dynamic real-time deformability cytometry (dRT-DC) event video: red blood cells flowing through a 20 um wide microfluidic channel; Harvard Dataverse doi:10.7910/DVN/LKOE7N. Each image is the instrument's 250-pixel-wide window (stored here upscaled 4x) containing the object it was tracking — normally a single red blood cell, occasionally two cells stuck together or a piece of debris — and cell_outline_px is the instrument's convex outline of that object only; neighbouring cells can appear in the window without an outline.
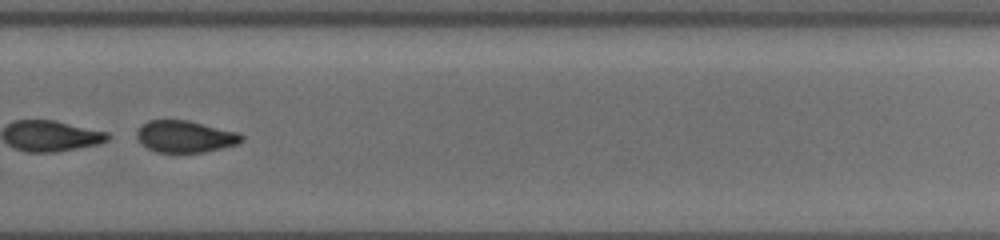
{"species": "common noctule bat (a hibernating species)", "species_latin": "Nyctalus noctula", "temperature_condition": "cold", "stored_images_in_passage": 50, "camera_frame_rate_fps": 3000, "um_per_image_px": 0.085, "animal": {"sex": "female", "body_mass_g": 19.5, "forearm_length_mm": 54.1}, "frame": {"image": 1, "passage_image": 40, "time_ms": 13.0, "image_size_px": [1000, 240], "cell_outline_px": [[244, 140], [236, 144], [204, 152], [156, 152], [140, 144], [136, 136], [136, 132], [140, 124], [148, 120], [188, 120], [240, 132], [244, 136]], "centroid_in_image_um": [15.72, 11.59], "position_along_channel_um": 314.1, "area_um2": 19.65}}